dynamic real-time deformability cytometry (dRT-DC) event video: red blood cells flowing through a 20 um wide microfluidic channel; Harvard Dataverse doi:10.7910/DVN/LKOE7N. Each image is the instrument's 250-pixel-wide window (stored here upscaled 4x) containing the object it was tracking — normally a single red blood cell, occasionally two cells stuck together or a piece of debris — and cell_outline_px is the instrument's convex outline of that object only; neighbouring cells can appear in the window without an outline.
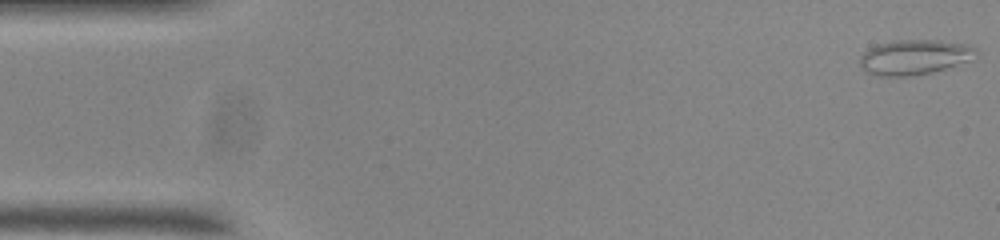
{"species": "common noctule bat (a hibernating species)", "species_latin": "Nyctalus noctula", "temperature_condition": "room temperature", "stored_images_in_passage": 54, "camera_frame_rate_fps": 3000, "um_per_image_px": 0.085, "animal": {"sex": "male", "body_mass_g": 20.0, "forearm_length_mm": 53.3}, "frame": {"image": 1, "passage_image": 1, "time_ms": 0.0, "image_size_px": [1000, 240], "cell_outline_px": [[976, 60], [932, 72], [912, 76], [880, 76], [868, 72], [860, 68], [860, 56], [868, 48], [876, 44], [896, 40], [940, 40], [968, 44], [976, 48]], "centroid_in_image_um": [77.77, 4.85], "position_along_channel_um": 7.2, "area_um2": 24.1}}
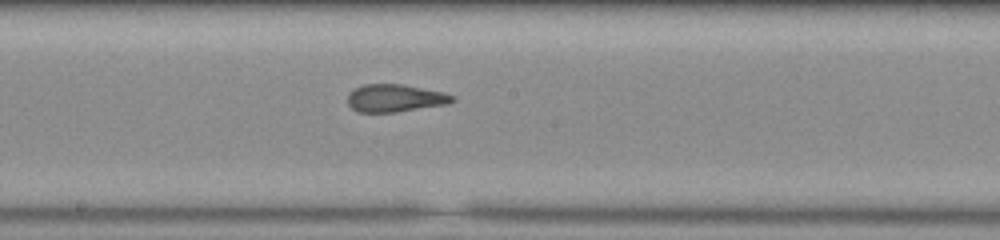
{"frame": {"image": 2, "passage_image": 28, "time_ms": 9.0, "image_size_px": [1000, 240], "cell_outline_px": [[456, 100], [448, 104], [396, 112], [356, 112], [348, 104], [348, 92], [352, 88], [364, 84], [404, 84], [444, 92], [456, 96]], "centroid_in_image_um": [33.58, 8.33], "position_along_channel_um": 214.6, "area_um2": 17.17}}
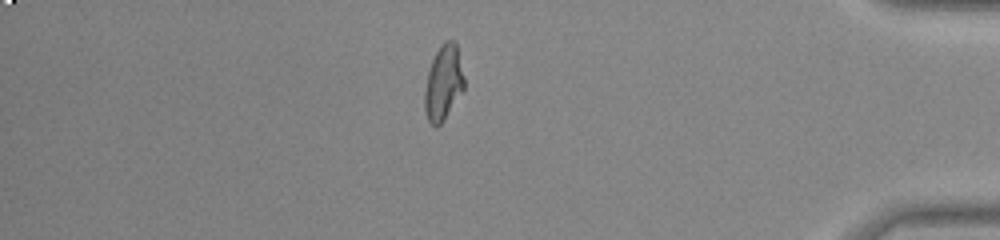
{"frame": {"image": 3, "passage_image": 46, "time_ms": 15.0, "image_size_px": [1000, 240], "cell_outline_px": [[464, 88], [444, 120], [436, 128], [428, 120], [424, 108], [424, 92], [428, 72], [432, 60], [440, 44], [444, 40], [456, 40], [464, 76]], "centroid_in_image_um": [37.69, 7.01], "position_along_channel_um": 397.5, "area_um2": 17.34}, "authors_computed_cell_mechanics": {"area_um2": 17.5134, "velocity_mm_per_s": 3.7478, "shape_relaxation_time_tau1_ms": null, "shape_relaxation_time_tau2_ms": 1.3874, "deformation_change_tau1": null, "deformation_change_tau2": 0.0951}}